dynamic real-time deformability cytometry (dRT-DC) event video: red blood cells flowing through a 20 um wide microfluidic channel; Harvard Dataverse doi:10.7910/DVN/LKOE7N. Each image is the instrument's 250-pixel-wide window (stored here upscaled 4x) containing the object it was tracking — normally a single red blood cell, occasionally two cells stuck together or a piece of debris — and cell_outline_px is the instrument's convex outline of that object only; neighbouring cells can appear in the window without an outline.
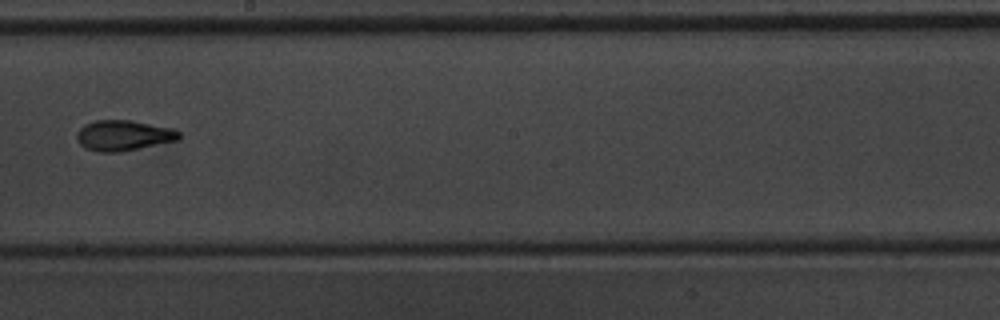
{"species": "common noctule bat (a hibernating species)", "species_latin": "Nyctalus noctula", "temperature_condition": "warm", "stored_images_in_passage": 9, "camera_frame_rate_fps": 3000, "um_per_image_px": 0.085, "animal": {"sex": "male", "body_mass_g": 20.1, "forearm_length_mm": 53.5}, "frame": {"image": 1, "passage_image": 9, "time_ms": 2.667, "image_size_px": [1000, 320], "cell_outline_px": [[180, 140], [120, 152], [96, 152], [84, 148], [76, 140], [76, 132], [84, 124], [96, 120], [128, 120], [172, 128], [180, 132]], "centroid_in_image_um": [10.46, 11.52], "position_along_channel_um": 237.7, "area_um2": 18.32}}